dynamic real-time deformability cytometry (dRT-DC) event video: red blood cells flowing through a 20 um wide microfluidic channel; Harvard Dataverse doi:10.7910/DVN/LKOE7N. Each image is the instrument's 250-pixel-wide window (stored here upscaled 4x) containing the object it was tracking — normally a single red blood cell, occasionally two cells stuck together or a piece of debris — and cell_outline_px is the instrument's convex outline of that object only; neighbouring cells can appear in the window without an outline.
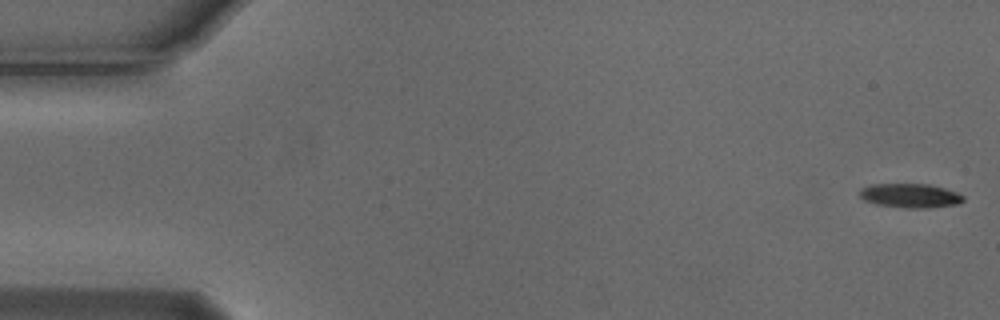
{"species": "Egyptian fruit bat (a non-hibernating species)", "species_latin": "Rousettus aegyptiacus", "temperature_condition": "cold", "stored_images_in_passage": 48, "camera_frame_rate_fps": 3000, "um_per_image_px": 0.085, "animal": {"sex": "male"}, "frame": {"image": 1, "passage_image": 1, "time_ms": 0.0, "image_size_px": [1000, 320], "cell_outline_px": [[964, 200], [956, 204], [928, 208], [904, 208], [876, 204], [864, 200], [860, 196], [860, 188], [872, 184], [928, 184], [944, 188], [956, 192], [964, 196]], "centroid_in_image_um": [77.35, 16.63], "position_along_channel_um": 7.7, "area_um2": 14.57}}
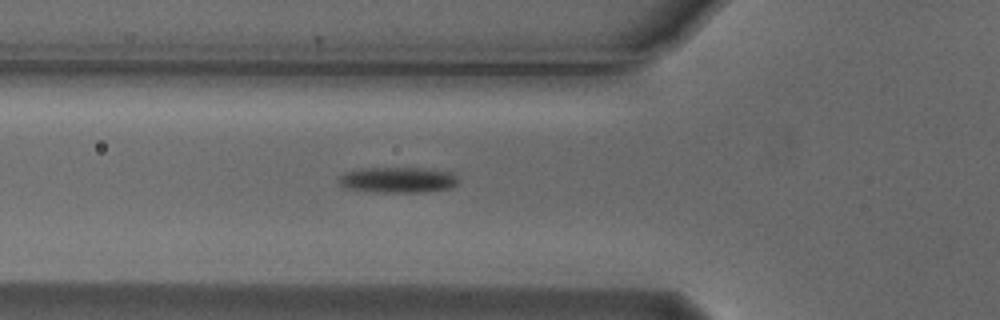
{"frame": {"image": 2, "passage_image": 19, "time_ms": 6.0, "image_size_px": [1000, 320], "cell_outline_px": [[460, 180], [456, 184], [448, 188], [424, 192], [376, 192], [344, 188], [336, 180], [336, 176], [348, 172], [364, 168], [420, 168], [452, 172]], "centroid_in_image_um": [33.78, 15.29], "position_along_channel_um": 92.0, "area_um2": 17.92}}
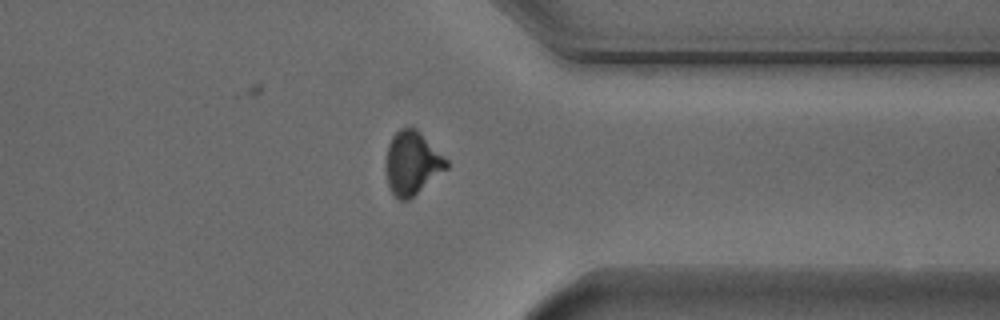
{"frame": {"image": 3, "passage_image": 41, "time_ms": 13.333, "image_size_px": [1000, 320], "cell_outline_px": [[448, 168], [408, 200], [400, 200], [392, 192], [388, 184], [384, 168], [384, 160], [388, 144], [392, 136], [400, 128], [416, 128], [448, 160]], "centroid_in_image_um": [35.0, 13.85], "position_along_channel_um": 376.4, "area_um2": 22.43}, "authors_computed_cell_mechanics": {"area_um2": 21.8773, "velocity_mm_per_s": 3.7647, "shape_relaxation_time_tau1_ms": 1.4303, "shape_relaxation_time_tau2_ms": null, "deformation_change_tau1": 0.1341, "deformation_change_tau2": null}}